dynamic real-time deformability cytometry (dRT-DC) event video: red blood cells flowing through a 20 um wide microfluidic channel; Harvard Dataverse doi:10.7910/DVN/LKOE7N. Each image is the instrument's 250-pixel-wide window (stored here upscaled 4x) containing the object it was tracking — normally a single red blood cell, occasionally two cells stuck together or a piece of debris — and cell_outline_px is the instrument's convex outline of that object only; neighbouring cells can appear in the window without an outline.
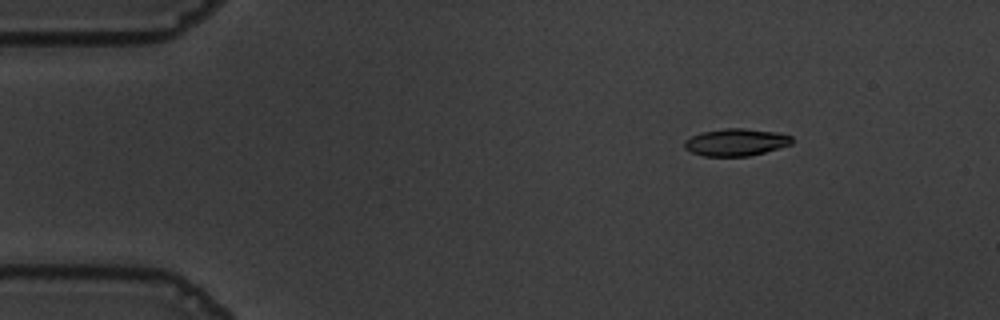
{"species": "common noctule bat (a hibernating species)", "species_latin": "Nyctalus noctula", "temperature_condition": "warm", "stored_images_in_passage": 49, "camera_frame_rate_fps": 3000, "um_per_image_px": 0.085, "animal": {"sex": "male", "body_mass_g": 19.5, "forearm_length_mm": 54.6}, "frame": {"image": 1, "passage_image": 1, "time_ms": 0.0, "image_size_px": [1000, 320], "cell_outline_px": [[792, 144], [764, 152], [748, 156], [704, 156], [692, 152], [684, 148], [684, 140], [692, 136], [704, 132], [724, 128], [744, 128], [776, 132], [792, 136]], "centroid_in_image_um": [62.55, 12.09], "position_along_channel_um": 22.4, "area_um2": 16.94}}
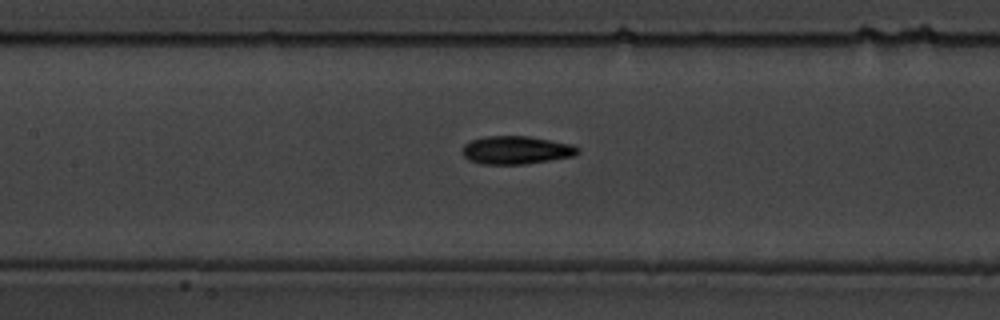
{"frame": {"image": 2, "passage_image": 19, "time_ms": 6.0, "image_size_px": [1000, 320], "cell_outline_px": [[580, 152], [572, 156], [524, 164], [480, 164], [468, 160], [464, 156], [464, 144], [472, 140], [484, 136], [528, 136], [572, 144], [580, 148]], "centroid_in_image_um": [43.87, 12.75], "position_along_channel_um": 163.5, "area_um2": 18.79}}
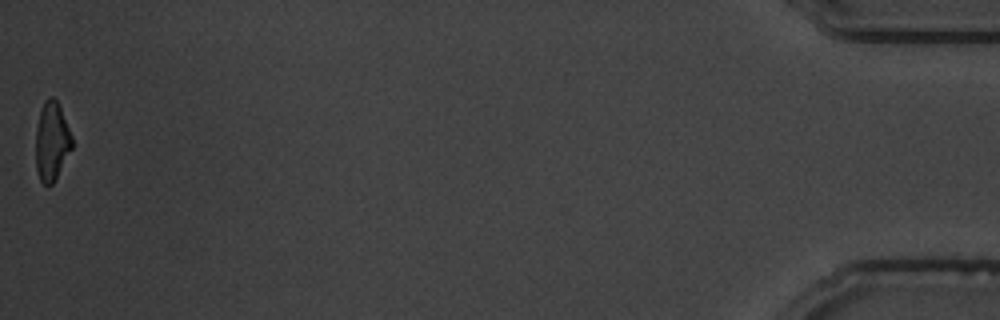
{"frame": {"image": 3, "passage_image": 49, "time_ms": 16.0, "image_size_px": [1000, 320], "cell_outline_px": [[72, 148], [52, 184], [44, 184], [40, 180], [36, 168], [36, 128], [40, 112], [44, 100], [48, 96], [52, 96], [56, 100], [60, 108], [72, 136]], "centroid_in_image_um": [4.39, 11.99], "position_along_channel_um": 430.8, "area_um2": 16.36}, "authors_computed_cell_mechanics": {"area_um2": 17.918, "velocity_mm_per_s": 3.6375, "shape_relaxation_time_tau1_ms": 3.7235, "shape_relaxation_time_tau2_ms": 2.7877, "deformation_change_tau1": 0.163, "deformation_change_tau2": 0.1037}}